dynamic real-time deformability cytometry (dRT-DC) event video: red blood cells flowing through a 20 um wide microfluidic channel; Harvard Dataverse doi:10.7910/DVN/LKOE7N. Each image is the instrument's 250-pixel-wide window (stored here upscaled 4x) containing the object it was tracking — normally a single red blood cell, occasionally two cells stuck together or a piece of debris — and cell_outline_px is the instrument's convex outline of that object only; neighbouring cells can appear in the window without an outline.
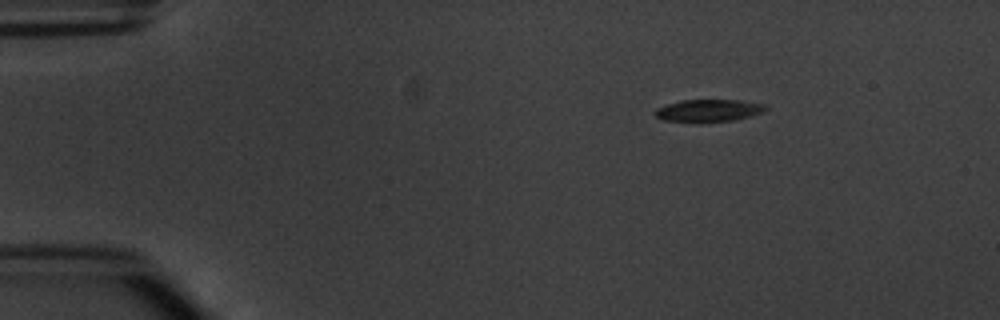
{"species": "common noctule bat (a hibernating species)", "species_latin": "Nyctalus noctula", "temperature_condition": "warm", "stored_images_in_passage": 3, "camera_frame_rate_fps": 3000, "um_per_image_px": 0.085, "animal": {"sex": "male", "body_mass_g": 20.1, "forearm_length_mm": 53.5}, "frame": {"image": 1, "passage_image": 1, "time_ms": 0.0, "image_size_px": [1000, 320], "cell_outline_px": [[768, 108], [764, 112], [752, 116], [736, 120], [704, 124], [692, 124], [664, 120], [656, 116], [652, 112], [656, 108], [668, 104], [684, 100], [740, 100], [768, 104]], "centroid_in_image_um": [60.25, 9.44], "position_along_channel_um": 24.7, "area_um2": 15.2}}